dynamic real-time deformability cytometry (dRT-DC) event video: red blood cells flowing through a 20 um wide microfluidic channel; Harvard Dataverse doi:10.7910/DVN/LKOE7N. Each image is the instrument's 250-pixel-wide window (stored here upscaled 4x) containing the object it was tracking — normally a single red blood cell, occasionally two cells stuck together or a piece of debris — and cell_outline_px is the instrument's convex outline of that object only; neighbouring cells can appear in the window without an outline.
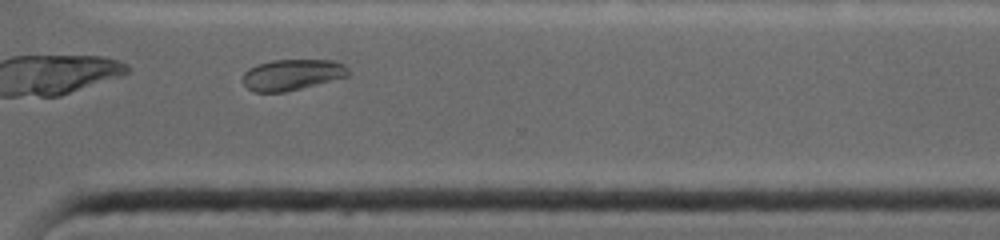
{"species": "common noctule bat (a hibernating species)", "species_latin": "Nyctalus noctula", "temperature_condition": "warm", "stored_images_in_passage": 30, "camera_frame_rate_fps": 4500, "um_per_image_px": 0.085, "animal": {"sex": "female", "body_mass_g": 19.0, "forearm_length_mm": 53.3}, "frame": {"image": 1, "passage_image": 26, "time_ms": 8.222, "image_size_px": [1000, 240], "cell_outline_px": [[348, 76], [284, 92], [252, 92], [244, 84], [244, 72], [248, 68], [272, 60], [332, 60], [344, 64], [348, 68]], "centroid_in_image_um": [24.82, 6.35], "position_along_channel_um": 345.8, "area_um2": 18.79}}